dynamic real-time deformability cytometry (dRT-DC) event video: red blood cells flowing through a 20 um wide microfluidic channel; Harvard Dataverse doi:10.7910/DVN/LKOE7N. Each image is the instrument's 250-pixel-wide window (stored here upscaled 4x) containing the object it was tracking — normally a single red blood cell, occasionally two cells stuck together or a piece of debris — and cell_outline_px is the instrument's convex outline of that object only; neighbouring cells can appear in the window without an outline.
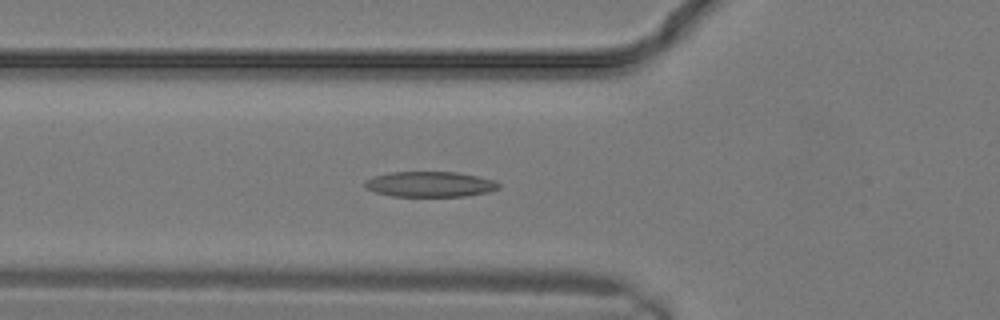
{"species": "common noctule bat (a hibernating species)", "species_latin": "Nyctalus noctula", "temperature_condition": "warm", "stored_images_in_passage": 12, "camera_frame_rate_fps": 3000, "um_per_image_px": 0.085, "animal": {"sex": "male", "body_mass_g": 19.2, "forearm_length_mm": 51.8}, "frame": {"image": 1, "passage_image": 7, "time_ms": 2.0, "image_size_px": [1000, 320], "cell_outline_px": [[500, 188], [488, 192], [464, 196], [392, 196], [376, 192], [364, 188], [364, 180], [376, 176], [392, 172], [456, 172], [496, 180], [500, 184]], "centroid_in_image_um": [36.56, 15.66], "position_along_channel_um": 89.2, "area_um2": 19.77}}
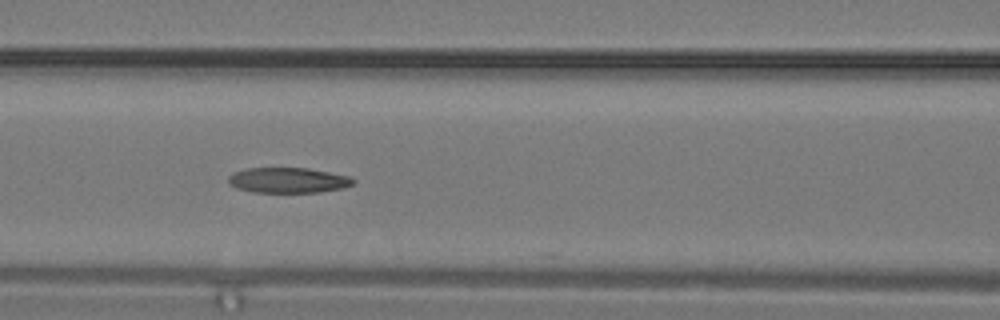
{"frame": {"image": 2, "passage_image": 9, "time_ms": 2.667, "image_size_px": [1000, 320], "cell_outline_px": [[356, 180], [352, 184], [344, 188], [320, 192], [252, 192], [236, 188], [228, 184], [228, 176], [244, 168], [308, 168], [348, 176]], "centroid_in_image_um": [24.46, 15.32], "position_along_channel_um": 142.1, "area_um2": 18.44}}
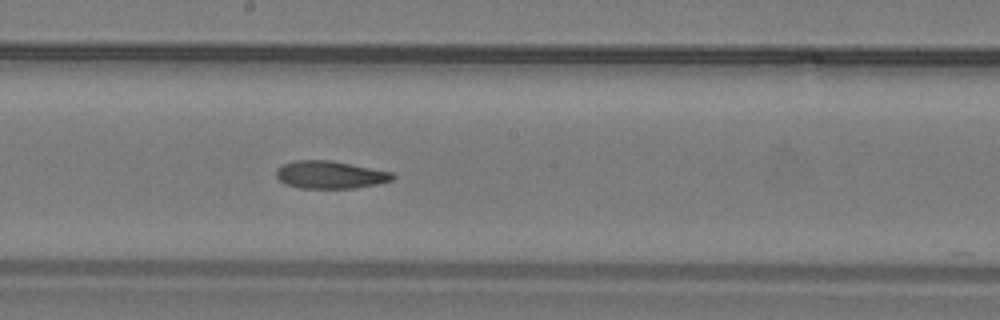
{"frame": {"image": 3, "passage_image": 12, "time_ms": 3.667, "image_size_px": [1000, 320], "cell_outline_px": [[396, 176], [392, 180], [376, 184], [356, 188], [300, 188], [288, 184], [280, 180], [276, 176], [276, 168], [280, 164], [296, 160], [332, 160], [392, 172]], "centroid_in_image_um": [28.05, 14.84], "position_along_channel_um": 220.2, "area_um2": 18.79}}